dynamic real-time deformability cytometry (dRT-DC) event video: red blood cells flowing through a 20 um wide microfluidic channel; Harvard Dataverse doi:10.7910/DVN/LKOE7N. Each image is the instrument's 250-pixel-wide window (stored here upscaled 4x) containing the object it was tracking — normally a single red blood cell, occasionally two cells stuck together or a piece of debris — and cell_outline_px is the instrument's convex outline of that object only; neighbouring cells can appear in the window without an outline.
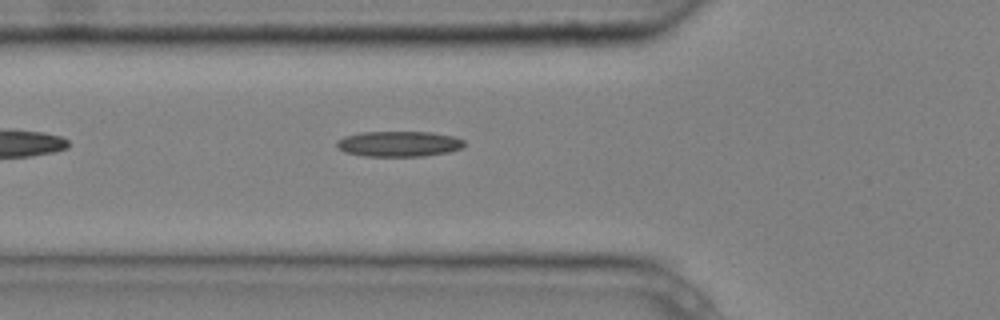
{"species": "common noctule bat (a hibernating species)", "species_latin": "Nyctalus noctula", "temperature_condition": "cold", "stored_images_in_passage": 5, "camera_frame_rate_fps": 3000, "um_per_image_px": 0.085, "animal": {"sex": "male", "body_mass_g": 20.4}, "frame": {"image": 1, "passage_image": 5, "time_ms": 1.333, "image_size_px": [1000, 320], "cell_outline_px": [[464, 148], [448, 152], [424, 156], [364, 156], [344, 152], [336, 144], [336, 140], [344, 136], [360, 132], [432, 132], [452, 136], [464, 140]], "centroid_in_image_um": [33.9, 12.23], "position_along_channel_um": 91.9, "area_um2": 19.02}}